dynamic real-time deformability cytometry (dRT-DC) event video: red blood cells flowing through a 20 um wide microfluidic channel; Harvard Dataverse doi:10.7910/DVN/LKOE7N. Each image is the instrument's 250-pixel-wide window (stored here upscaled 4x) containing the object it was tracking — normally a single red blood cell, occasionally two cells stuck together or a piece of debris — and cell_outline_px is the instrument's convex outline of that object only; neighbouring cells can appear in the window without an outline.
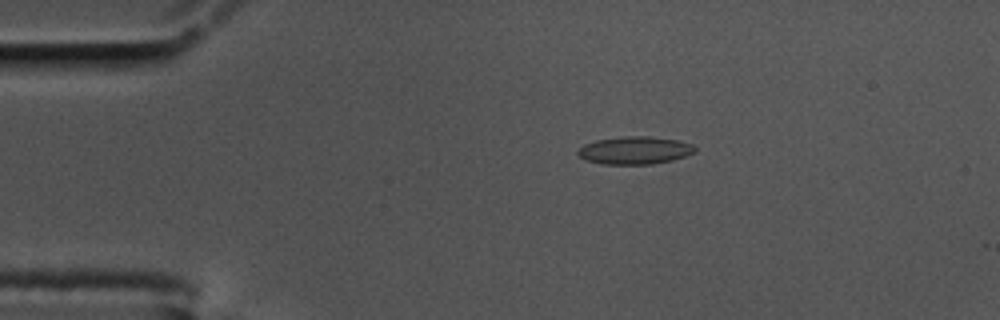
{"species": "common noctule bat (a hibernating species)", "species_latin": "Nyctalus noctula", "temperature_condition": "cold", "stored_images_in_passage": 47, "camera_frame_rate_fps": 3000, "um_per_image_px": 0.085, "animal": {"sex": "male", "body_mass_g": 17.5, "forearm_length_mm": 52.3}, "frame": {"image": 1, "passage_image": 1, "time_ms": 0.0, "image_size_px": [1000, 320], "cell_outline_px": [[696, 152], [672, 160], [652, 164], [604, 164], [588, 160], [580, 156], [576, 152], [584, 144], [596, 140], [624, 136], [648, 136], [676, 140], [692, 144], [696, 148]], "centroid_in_image_um": [53.97, 12.77], "position_along_channel_um": 31.0, "area_um2": 18.73}}
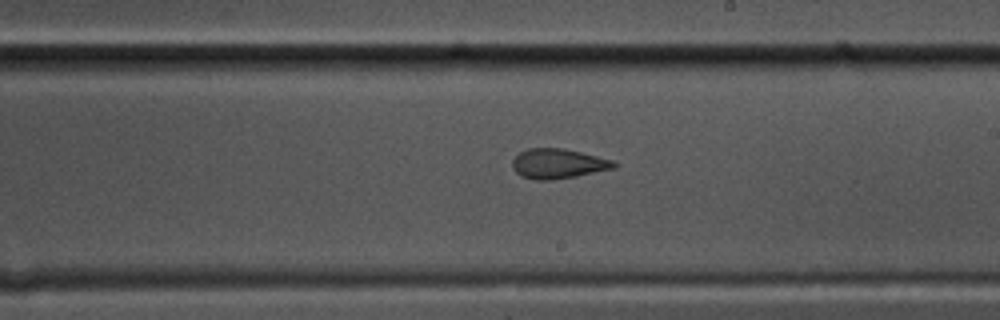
{"frame": {"image": 2, "passage_image": 23, "time_ms": 7.333, "image_size_px": [1000, 320], "cell_outline_px": [[620, 164], [616, 168], [576, 176], [552, 180], [536, 180], [520, 176], [512, 168], [512, 160], [520, 152], [528, 148], [564, 148], [612, 160]], "centroid_in_image_um": [47.44, 13.92], "position_along_channel_um": 241.6, "area_um2": 17.74}}
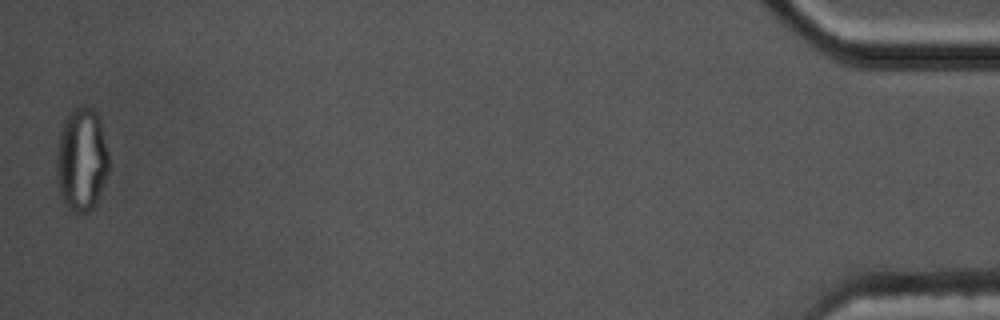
{"frame": {"image": 3, "passage_image": 47, "time_ms": 15.333, "image_size_px": [1000, 320], "cell_outline_px": [[108, 172], [96, 204], [92, 208], [84, 212], [72, 212], [68, 208], [60, 196], [56, 176], [56, 156], [60, 136], [64, 120], [76, 108], [84, 104], [92, 108], [96, 112], [100, 124], [108, 152]], "centroid_in_image_um": [6.93, 13.6], "position_along_channel_um": 428.3, "area_um2": 31.27}, "authors_computed_cell_mechanics": {"area_um2": 18.0336, "velocity_mm_per_s": 3.4943, "shape_relaxation_time_tau1_ms": null, "shape_relaxation_time_tau2_ms": 1.6551, "deformation_change_tau1": null, "deformation_change_tau2": 0.076}}